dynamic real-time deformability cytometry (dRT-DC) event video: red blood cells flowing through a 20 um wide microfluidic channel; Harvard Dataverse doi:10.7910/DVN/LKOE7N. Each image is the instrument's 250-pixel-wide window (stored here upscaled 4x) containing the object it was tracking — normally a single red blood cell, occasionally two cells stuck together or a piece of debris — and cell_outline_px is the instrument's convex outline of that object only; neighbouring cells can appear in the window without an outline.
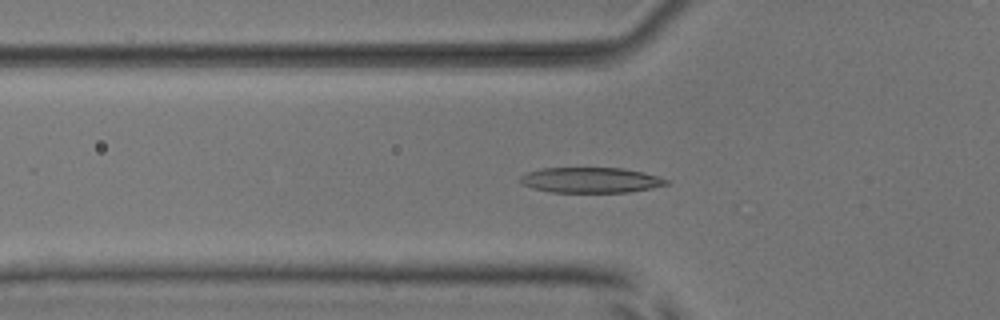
{"species": "common noctule bat (a hibernating species)", "species_latin": "Nyctalus noctula", "temperature_condition": "room temperature", "stored_images_in_passage": 22, "camera_frame_rate_fps": 3000, "um_per_image_px": 0.085, "animal": {"sex": "male", "body_mass_g": 17.9, "forearm_length_mm": 54.2}, "frame": {"image": 1, "passage_image": 12, "time_ms": 3.667, "image_size_px": [1000, 320], "cell_outline_px": [[668, 184], [652, 188], [628, 192], [552, 192], [532, 188], [524, 184], [520, 180], [520, 176], [528, 172], [540, 168], [624, 168], [644, 172], [668, 180]], "centroid_in_image_um": [50.21, 15.3], "position_along_channel_um": 75.6, "area_um2": 21.5}}
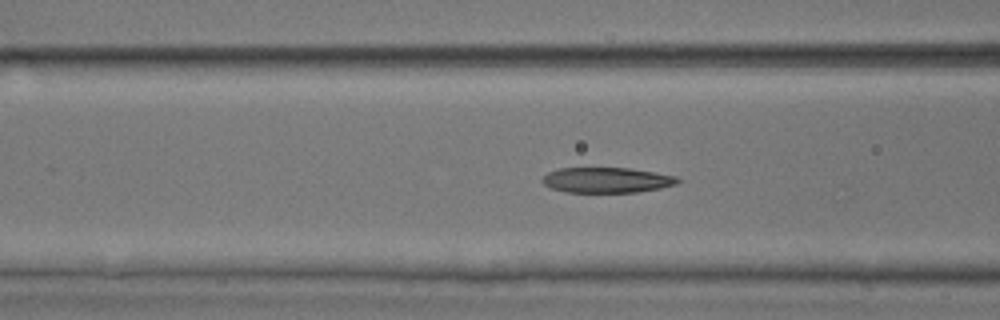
{"frame": {"image": 2, "passage_image": 15, "time_ms": 4.667, "image_size_px": [1000, 320], "cell_outline_px": [[680, 180], [676, 184], [660, 188], [636, 192], [564, 192], [552, 188], [544, 184], [540, 180], [548, 172], [560, 168], [628, 168], [676, 176]], "centroid_in_image_um": [51.54, 15.31], "position_along_channel_um": 115.1, "area_um2": 19.83}}
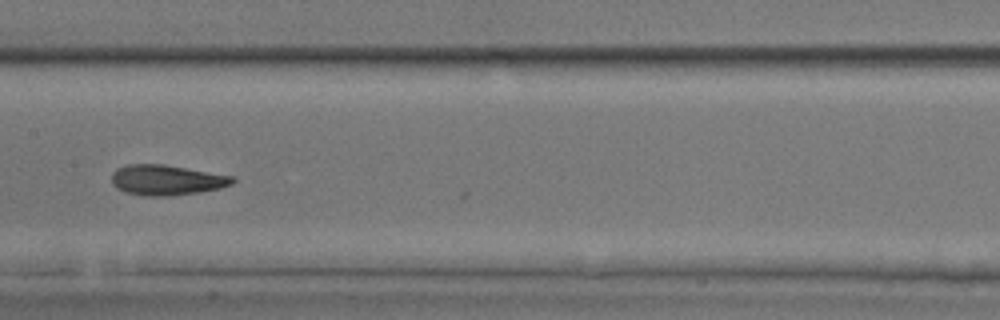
{"frame": {"image": 3, "passage_image": 21, "time_ms": 6.667, "image_size_px": [1000, 320], "cell_outline_px": [[236, 180], [232, 184], [220, 188], [200, 192], [168, 196], [144, 196], [124, 192], [116, 188], [112, 184], [112, 172], [116, 168], [128, 164], [164, 164], [236, 176]], "centroid_in_image_um": [14.17, 15.3], "position_along_channel_um": 193.2, "area_um2": 21.68}}